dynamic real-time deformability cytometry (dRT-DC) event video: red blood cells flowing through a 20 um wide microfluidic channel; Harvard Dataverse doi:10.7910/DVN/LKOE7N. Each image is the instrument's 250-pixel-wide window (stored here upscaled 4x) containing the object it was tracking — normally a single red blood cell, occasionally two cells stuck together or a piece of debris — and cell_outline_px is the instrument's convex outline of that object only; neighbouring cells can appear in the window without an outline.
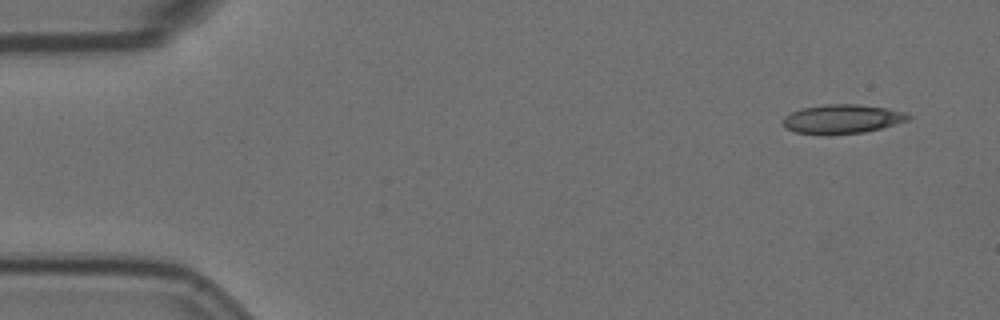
{"species": "Egyptian fruit bat (a non-hibernating species)", "species_latin": "Rousettus aegyptiacus", "temperature_condition": "room temperature", "stored_images_in_passage": 5, "camera_frame_rate_fps": 3000, "um_per_image_px": 0.085, "animal": {"sex": "female"}, "frame": {"image": 1, "passage_image": 1, "time_ms": 0.0, "image_size_px": [1000, 320], "cell_outline_px": [[912, 116], [908, 120], [880, 128], [864, 132], [796, 132], [784, 128], [784, 116], [792, 112], [804, 108], [824, 104], [856, 104], [884, 108], [904, 112]], "centroid_in_image_um": [71.6, 10.07], "position_along_channel_um": 13.4, "area_um2": 20.23}}
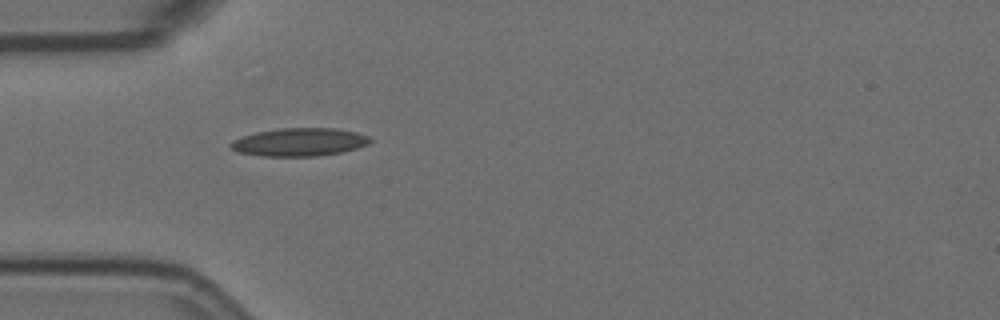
{"frame": {"image": 2, "passage_image": 4, "time_ms": 1.0, "image_size_px": [1000, 320], "cell_outline_px": [[372, 140], [368, 144], [356, 148], [340, 152], [316, 156], [260, 156], [240, 152], [228, 148], [228, 144], [232, 140], [256, 132], [280, 128], [336, 128], [356, 132], [368, 136]], "centroid_in_image_um": [25.41, 12.07], "position_along_channel_um": 59.6, "area_um2": 22.77}}
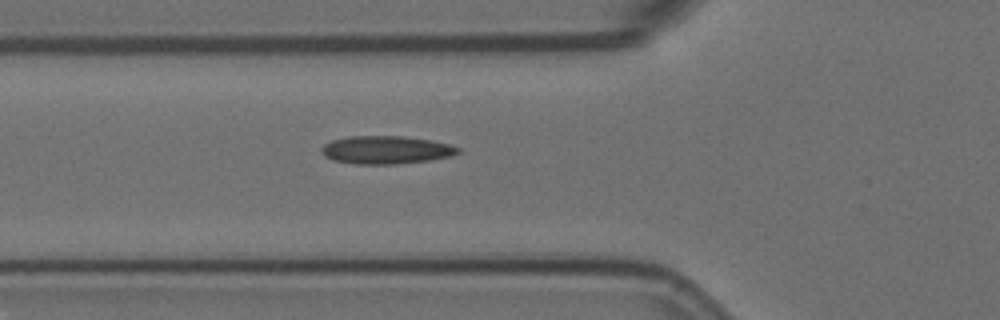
{"frame": {"image": 3, "passage_image": 5, "time_ms": 1.333, "image_size_px": [1000, 320], "cell_outline_px": [[460, 152], [452, 156], [428, 160], [396, 164], [356, 164], [332, 160], [324, 156], [320, 148], [324, 144], [332, 140], [348, 136], [404, 136], [428, 140], [448, 144], [460, 148]], "centroid_in_image_um": [32.78, 12.74], "position_along_channel_um": 93.0, "area_um2": 22.25}}